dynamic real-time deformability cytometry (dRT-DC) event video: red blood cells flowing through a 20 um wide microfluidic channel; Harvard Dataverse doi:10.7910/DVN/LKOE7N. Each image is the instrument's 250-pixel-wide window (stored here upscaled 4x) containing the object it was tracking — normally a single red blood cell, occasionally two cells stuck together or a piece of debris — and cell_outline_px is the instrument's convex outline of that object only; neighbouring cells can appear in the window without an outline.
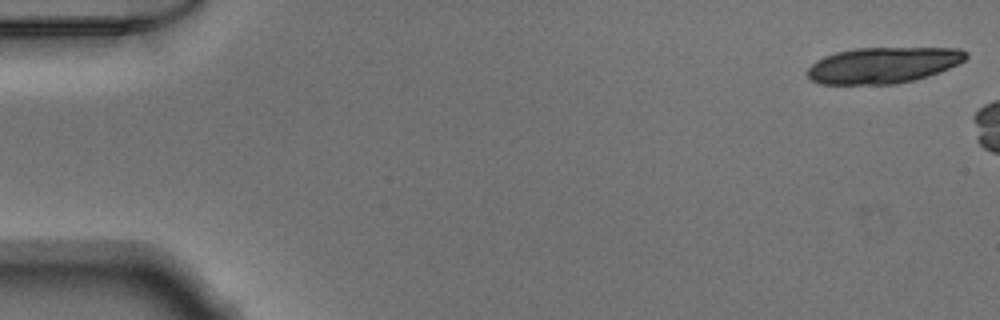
{"species": "Egyptian fruit bat (a non-hibernating species)", "species_latin": "Rousettus aegyptiacus", "temperature_condition": "warm", "stored_images_in_passage": 8, "camera_frame_rate_fps": 3000, "um_per_image_px": 0.085, "animal": {"sex": "male"}, "frame": {"image": 1, "passage_image": 1, "time_ms": 0.0, "image_size_px": [1000, 320], "cell_outline_px": [[968, 56], [960, 64], [928, 76], [896, 84], [820, 84], [812, 80], [808, 76], [808, 68], [816, 60], [824, 56], [836, 52], [856, 48], [960, 48], [968, 52]], "centroid_in_image_um": [75.09, 5.53], "position_along_channel_um": 9.9, "area_um2": 33.35}}